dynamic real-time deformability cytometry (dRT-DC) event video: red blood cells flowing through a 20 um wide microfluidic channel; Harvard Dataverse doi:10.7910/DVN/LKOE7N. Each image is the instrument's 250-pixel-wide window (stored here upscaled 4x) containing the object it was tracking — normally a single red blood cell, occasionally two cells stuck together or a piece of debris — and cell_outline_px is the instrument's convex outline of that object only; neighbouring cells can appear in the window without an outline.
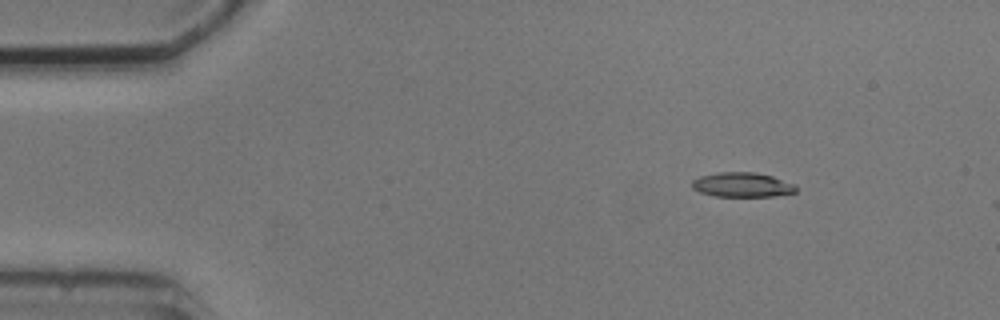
{"species": "common noctule bat (a hibernating species)", "species_latin": "Nyctalus noctula", "temperature_condition": "cold", "stored_images_in_passage": 4, "camera_frame_rate_fps": 3000, "um_per_image_px": 0.085, "animal": {"sex": "male", "body_mass_g": 20.5, "forearm_length_mm": 52.5}, "frame": {"image": 1, "passage_image": 3, "time_ms": 2.333, "image_size_px": [1000, 320], "cell_outline_px": [[796, 192], [772, 196], [716, 196], [700, 192], [692, 188], [692, 180], [700, 176], [716, 172], [756, 172], [772, 176], [792, 184], [796, 188]], "centroid_in_image_um": [63.04, 15.7], "position_along_channel_um": 22.0, "area_um2": 14.74}}